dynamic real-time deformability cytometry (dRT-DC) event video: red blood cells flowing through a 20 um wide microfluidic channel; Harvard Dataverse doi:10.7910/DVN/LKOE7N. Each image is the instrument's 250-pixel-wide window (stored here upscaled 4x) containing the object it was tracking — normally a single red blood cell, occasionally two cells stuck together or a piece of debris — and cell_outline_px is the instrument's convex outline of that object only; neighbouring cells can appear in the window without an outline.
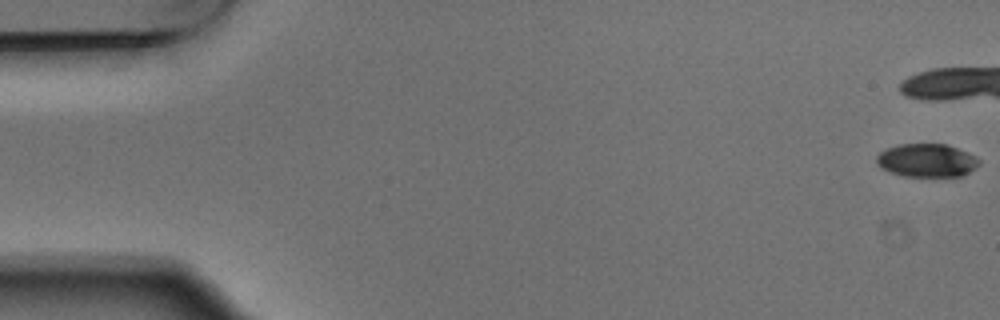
{"species": "Egyptian fruit bat (a non-hibernating species)", "species_latin": "Rousettus aegyptiacus", "temperature_condition": "warm", "stored_images_in_passage": 8, "camera_frame_rate_fps": 3000, "um_per_image_px": 0.085, "animal": {"sex": "male"}, "frame": {"image": 1, "passage_image": 1, "time_ms": 0.0, "image_size_px": [1000, 320], "cell_outline_px": [[980, 164], [976, 168], [960, 176], [904, 176], [880, 168], [876, 164], [876, 156], [880, 152], [888, 148], [900, 144], [948, 144], [968, 152], [976, 156], [980, 160]], "centroid_in_image_um": [78.79, 13.63], "position_along_channel_um": 6.2, "area_um2": 19.94}}